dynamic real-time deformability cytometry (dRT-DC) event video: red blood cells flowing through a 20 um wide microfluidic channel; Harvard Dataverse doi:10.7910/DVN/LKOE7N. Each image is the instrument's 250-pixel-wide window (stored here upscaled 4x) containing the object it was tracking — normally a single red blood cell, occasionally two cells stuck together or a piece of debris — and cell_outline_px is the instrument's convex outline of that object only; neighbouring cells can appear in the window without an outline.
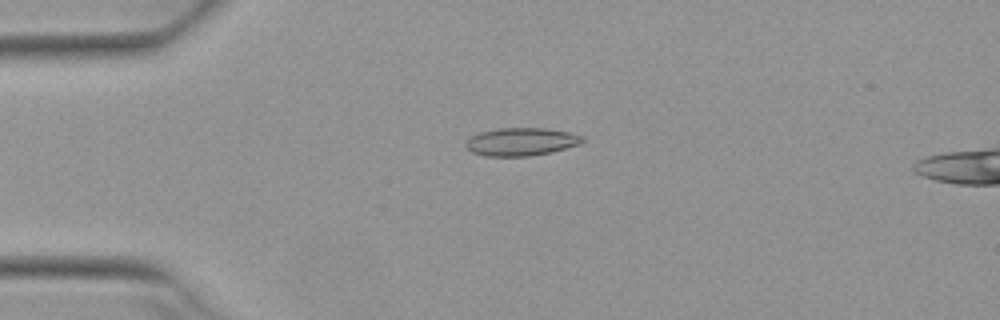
{"species": "Egyptian fruit bat (a non-hibernating species)", "species_latin": "Rousettus aegyptiacus", "temperature_condition": "warm", "stored_images_in_passage": 2, "camera_frame_rate_fps": 3000, "um_per_image_px": 0.085, "animal": {"sex": "female"}, "frame": {"image": 1, "passage_image": 2, "time_ms": 0.333, "image_size_px": [1000, 320], "cell_outline_px": [[584, 140], [580, 144], [552, 152], [528, 156], [488, 156], [472, 152], [464, 144], [472, 136], [480, 132], [496, 128], [544, 128], [568, 132], [584, 136]], "centroid_in_image_um": [44.32, 12.04], "position_along_channel_um": 40.7, "area_um2": 18.9}}